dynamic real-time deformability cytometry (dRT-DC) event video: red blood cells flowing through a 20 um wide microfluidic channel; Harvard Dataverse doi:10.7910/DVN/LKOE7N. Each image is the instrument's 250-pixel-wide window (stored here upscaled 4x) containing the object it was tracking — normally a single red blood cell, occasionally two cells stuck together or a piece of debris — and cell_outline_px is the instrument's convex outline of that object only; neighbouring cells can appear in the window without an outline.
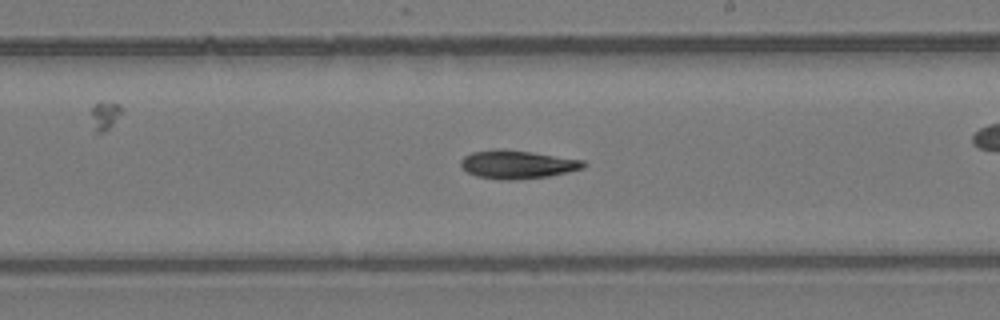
{"species": "common noctule bat (a hibernating species)", "species_latin": "Nyctalus noctula", "temperature_condition": "room temperature", "stored_images_in_passage": 54, "camera_frame_rate_fps": 3000, "um_per_image_px": 0.085, "animal": {"sex": "female", "body_mass_g": 24.6, "forearm_length_mm": 56.2}, "frame": {"image": 1, "passage_image": 31, "time_ms": 10.0, "image_size_px": [1000, 320], "cell_outline_px": [[588, 164], [584, 168], [568, 172], [548, 176], [516, 180], [500, 180], [476, 176], [468, 172], [460, 164], [460, 160], [464, 156], [472, 152], [496, 148], [532, 152], [584, 160]], "centroid_in_image_um": [43.98, 13.98], "position_along_channel_um": 245.0, "area_um2": 20.4}, "authors_computed_cell_mechanics": {"area_um2": 20.1433, "velocity_mm_per_s": 3.9534, "shape_relaxation_time_tau1_ms": 7.0387, "shape_relaxation_time_tau2_ms": null, "deformation_change_tau1": 0.1423, "deformation_change_tau2": null}}